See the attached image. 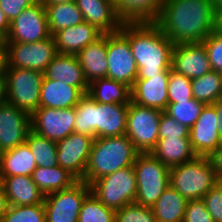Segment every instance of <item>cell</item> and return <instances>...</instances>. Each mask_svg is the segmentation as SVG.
Returning <instances> with one entry per match:
<instances>
[{"label":"cell","instance_id":"cell-1","mask_svg":"<svg viewBox=\"0 0 222 222\" xmlns=\"http://www.w3.org/2000/svg\"><path fill=\"white\" fill-rule=\"evenodd\" d=\"M215 9L211 0H165L155 23L174 43H200L212 32Z\"/></svg>","mask_w":222,"mask_h":222},{"label":"cell","instance_id":"cell-2","mask_svg":"<svg viewBox=\"0 0 222 222\" xmlns=\"http://www.w3.org/2000/svg\"><path fill=\"white\" fill-rule=\"evenodd\" d=\"M120 31L128 38L138 67L137 79H149L171 69V42L155 22H126Z\"/></svg>","mask_w":222,"mask_h":222},{"label":"cell","instance_id":"cell-3","mask_svg":"<svg viewBox=\"0 0 222 222\" xmlns=\"http://www.w3.org/2000/svg\"><path fill=\"white\" fill-rule=\"evenodd\" d=\"M139 153L126 134L95 138L82 181L91 185L119 169L133 166Z\"/></svg>","mask_w":222,"mask_h":222},{"label":"cell","instance_id":"cell-4","mask_svg":"<svg viewBox=\"0 0 222 222\" xmlns=\"http://www.w3.org/2000/svg\"><path fill=\"white\" fill-rule=\"evenodd\" d=\"M170 185L187 200L202 199L219 181L208 157L196 156L169 170Z\"/></svg>","mask_w":222,"mask_h":222},{"label":"cell","instance_id":"cell-5","mask_svg":"<svg viewBox=\"0 0 222 222\" xmlns=\"http://www.w3.org/2000/svg\"><path fill=\"white\" fill-rule=\"evenodd\" d=\"M133 167L137 183L135 203L152 207L170 185V169L151 152L139 153Z\"/></svg>","mask_w":222,"mask_h":222},{"label":"cell","instance_id":"cell-6","mask_svg":"<svg viewBox=\"0 0 222 222\" xmlns=\"http://www.w3.org/2000/svg\"><path fill=\"white\" fill-rule=\"evenodd\" d=\"M6 102L29 115L39 108L43 73L36 70L5 67Z\"/></svg>","mask_w":222,"mask_h":222},{"label":"cell","instance_id":"cell-7","mask_svg":"<svg viewBox=\"0 0 222 222\" xmlns=\"http://www.w3.org/2000/svg\"><path fill=\"white\" fill-rule=\"evenodd\" d=\"M91 193L106 207L113 210L135 203L136 172L133 166H128L106 175L91 185Z\"/></svg>","mask_w":222,"mask_h":222},{"label":"cell","instance_id":"cell-8","mask_svg":"<svg viewBox=\"0 0 222 222\" xmlns=\"http://www.w3.org/2000/svg\"><path fill=\"white\" fill-rule=\"evenodd\" d=\"M162 110L129 103L126 135L140 153L151 152L159 139Z\"/></svg>","mask_w":222,"mask_h":222},{"label":"cell","instance_id":"cell-9","mask_svg":"<svg viewBox=\"0 0 222 222\" xmlns=\"http://www.w3.org/2000/svg\"><path fill=\"white\" fill-rule=\"evenodd\" d=\"M90 185L78 180L71 187L44 195L45 222H78Z\"/></svg>","mask_w":222,"mask_h":222},{"label":"cell","instance_id":"cell-10","mask_svg":"<svg viewBox=\"0 0 222 222\" xmlns=\"http://www.w3.org/2000/svg\"><path fill=\"white\" fill-rule=\"evenodd\" d=\"M57 54L52 35L34 43L6 42V67L26 68L43 73Z\"/></svg>","mask_w":222,"mask_h":222},{"label":"cell","instance_id":"cell-11","mask_svg":"<svg viewBox=\"0 0 222 222\" xmlns=\"http://www.w3.org/2000/svg\"><path fill=\"white\" fill-rule=\"evenodd\" d=\"M107 77L132 88L138 67L128 38L119 30L107 33Z\"/></svg>","mask_w":222,"mask_h":222},{"label":"cell","instance_id":"cell-12","mask_svg":"<svg viewBox=\"0 0 222 222\" xmlns=\"http://www.w3.org/2000/svg\"><path fill=\"white\" fill-rule=\"evenodd\" d=\"M50 36L46 8L38 0L10 22L5 42L34 43Z\"/></svg>","mask_w":222,"mask_h":222},{"label":"cell","instance_id":"cell-13","mask_svg":"<svg viewBox=\"0 0 222 222\" xmlns=\"http://www.w3.org/2000/svg\"><path fill=\"white\" fill-rule=\"evenodd\" d=\"M31 130L58 142L74 132L75 107L55 109L39 107L30 115Z\"/></svg>","mask_w":222,"mask_h":222},{"label":"cell","instance_id":"cell-14","mask_svg":"<svg viewBox=\"0 0 222 222\" xmlns=\"http://www.w3.org/2000/svg\"><path fill=\"white\" fill-rule=\"evenodd\" d=\"M93 141L91 136L72 132L56 142L58 165L67 169L78 180H82Z\"/></svg>","mask_w":222,"mask_h":222},{"label":"cell","instance_id":"cell-15","mask_svg":"<svg viewBox=\"0 0 222 222\" xmlns=\"http://www.w3.org/2000/svg\"><path fill=\"white\" fill-rule=\"evenodd\" d=\"M30 131L27 112L8 102L0 105V153L25 143Z\"/></svg>","mask_w":222,"mask_h":222},{"label":"cell","instance_id":"cell-16","mask_svg":"<svg viewBox=\"0 0 222 222\" xmlns=\"http://www.w3.org/2000/svg\"><path fill=\"white\" fill-rule=\"evenodd\" d=\"M219 118L212 105H205L190 128V144L196 156L208 157L221 143Z\"/></svg>","mask_w":222,"mask_h":222},{"label":"cell","instance_id":"cell-17","mask_svg":"<svg viewBox=\"0 0 222 222\" xmlns=\"http://www.w3.org/2000/svg\"><path fill=\"white\" fill-rule=\"evenodd\" d=\"M171 69L191 80L210 72L212 69L204 44L200 42L174 45Z\"/></svg>","mask_w":222,"mask_h":222},{"label":"cell","instance_id":"cell-18","mask_svg":"<svg viewBox=\"0 0 222 222\" xmlns=\"http://www.w3.org/2000/svg\"><path fill=\"white\" fill-rule=\"evenodd\" d=\"M169 70L149 79H136L131 88V102L165 111L168 106Z\"/></svg>","mask_w":222,"mask_h":222},{"label":"cell","instance_id":"cell-19","mask_svg":"<svg viewBox=\"0 0 222 222\" xmlns=\"http://www.w3.org/2000/svg\"><path fill=\"white\" fill-rule=\"evenodd\" d=\"M84 21L104 34L117 32L124 23L118 16L114 0H76Z\"/></svg>","mask_w":222,"mask_h":222},{"label":"cell","instance_id":"cell-20","mask_svg":"<svg viewBox=\"0 0 222 222\" xmlns=\"http://www.w3.org/2000/svg\"><path fill=\"white\" fill-rule=\"evenodd\" d=\"M104 33L86 21L62 29L53 35L59 54L77 55L83 48L100 38Z\"/></svg>","mask_w":222,"mask_h":222},{"label":"cell","instance_id":"cell-21","mask_svg":"<svg viewBox=\"0 0 222 222\" xmlns=\"http://www.w3.org/2000/svg\"><path fill=\"white\" fill-rule=\"evenodd\" d=\"M43 77L50 80H60L63 83L77 87L83 94L89 89L83 69L76 55L57 54L43 72Z\"/></svg>","mask_w":222,"mask_h":222},{"label":"cell","instance_id":"cell-22","mask_svg":"<svg viewBox=\"0 0 222 222\" xmlns=\"http://www.w3.org/2000/svg\"><path fill=\"white\" fill-rule=\"evenodd\" d=\"M129 104H105L96 102L95 138L126 134Z\"/></svg>","mask_w":222,"mask_h":222},{"label":"cell","instance_id":"cell-23","mask_svg":"<svg viewBox=\"0 0 222 222\" xmlns=\"http://www.w3.org/2000/svg\"><path fill=\"white\" fill-rule=\"evenodd\" d=\"M76 56L89 84L94 80L107 77V34L90 43Z\"/></svg>","mask_w":222,"mask_h":222},{"label":"cell","instance_id":"cell-24","mask_svg":"<svg viewBox=\"0 0 222 222\" xmlns=\"http://www.w3.org/2000/svg\"><path fill=\"white\" fill-rule=\"evenodd\" d=\"M84 94L60 80L42 79L39 107L64 109L75 107Z\"/></svg>","mask_w":222,"mask_h":222},{"label":"cell","instance_id":"cell-25","mask_svg":"<svg viewBox=\"0 0 222 222\" xmlns=\"http://www.w3.org/2000/svg\"><path fill=\"white\" fill-rule=\"evenodd\" d=\"M8 205L28 206L42 204L44 195L31 176L0 177Z\"/></svg>","mask_w":222,"mask_h":222},{"label":"cell","instance_id":"cell-26","mask_svg":"<svg viewBox=\"0 0 222 222\" xmlns=\"http://www.w3.org/2000/svg\"><path fill=\"white\" fill-rule=\"evenodd\" d=\"M36 167L26 142L0 153V177L31 176Z\"/></svg>","mask_w":222,"mask_h":222},{"label":"cell","instance_id":"cell-27","mask_svg":"<svg viewBox=\"0 0 222 222\" xmlns=\"http://www.w3.org/2000/svg\"><path fill=\"white\" fill-rule=\"evenodd\" d=\"M151 153L169 169L191 161L196 157L190 144V138L158 139Z\"/></svg>","mask_w":222,"mask_h":222},{"label":"cell","instance_id":"cell-28","mask_svg":"<svg viewBox=\"0 0 222 222\" xmlns=\"http://www.w3.org/2000/svg\"><path fill=\"white\" fill-rule=\"evenodd\" d=\"M120 19L126 22H155L165 0H114Z\"/></svg>","mask_w":222,"mask_h":222},{"label":"cell","instance_id":"cell-29","mask_svg":"<svg viewBox=\"0 0 222 222\" xmlns=\"http://www.w3.org/2000/svg\"><path fill=\"white\" fill-rule=\"evenodd\" d=\"M87 94L98 103L129 104L131 102V88L108 77L91 82Z\"/></svg>","mask_w":222,"mask_h":222},{"label":"cell","instance_id":"cell-30","mask_svg":"<svg viewBox=\"0 0 222 222\" xmlns=\"http://www.w3.org/2000/svg\"><path fill=\"white\" fill-rule=\"evenodd\" d=\"M187 202L169 185L151 208L157 222H183Z\"/></svg>","mask_w":222,"mask_h":222},{"label":"cell","instance_id":"cell-31","mask_svg":"<svg viewBox=\"0 0 222 222\" xmlns=\"http://www.w3.org/2000/svg\"><path fill=\"white\" fill-rule=\"evenodd\" d=\"M31 177L43 195L69 188L78 181L67 169L59 165L52 168L36 167Z\"/></svg>","mask_w":222,"mask_h":222},{"label":"cell","instance_id":"cell-32","mask_svg":"<svg viewBox=\"0 0 222 222\" xmlns=\"http://www.w3.org/2000/svg\"><path fill=\"white\" fill-rule=\"evenodd\" d=\"M50 34L78 25L84 21L76 2L44 5Z\"/></svg>","mask_w":222,"mask_h":222},{"label":"cell","instance_id":"cell-33","mask_svg":"<svg viewBox=\"0 0 222 222\" xmlns=\"http://www.w3.org/2000/svg\"><path fill=\"white\" fill-rule=\"evenodd\" d=\"M193 98L205 105H212L222 98V74L211 70L191 80Z\"/></svg>","mask_w":222,"mask_h":222},{"label":"cell","instance_id":"cell-34","mask_svg":"<svg viewBox=\"0 0 222 222\" xmlns=\"http://www.w3.org/2000/svg\"><path fill=\"white\" fill-rule=\"evenodd\" d=\"M25 142L33 154L37 167L52 168L58 166L56 142L40 136L32 130Z\"/></svg>","mask_w":222,"mask_h":222},{"label":"cell","instance_id":"cell-35","mask_svg":"<svg viewBox=\"0 0 222 222\" xmlns=\"http://www.w3.org/2000/svg\"><path fill=\"white\" fill-rule=\"evenodd\" d=\"M96 101L87 93L75 106L74 132L91 136L95 139Z\"/></svg>","mask_w":222,"mask_h":222},{"label":"cell","instance_id":"cell-36","mask_svg":"<svg viewBox=\"0 0 222 222\" xmlns=\"http://www.w3.org/2000/svg\"><path fill=\"white\" fill-rule=\"evenodd\" d=\"M115 212L90 192L83 200L78 222H115Z\"/></svg>","mask_w":222,"mask_h":222},{"label":"cell","instance_id":"cell-37","mask_svg":"<svg viewBox=\"0 0 222 222\" xmlns=\"http://www.w3.org/2000/svg\"><path fill=\"white\" fill-rule=\"evenodd\" d=\"M204 106V103L192 98L188 101H179V103H168L165 112L190 129L199 118Z\"/></svg>","mask_w":222,"mask_h":222},{"label":"cell","instance_id":"cell-38","mask_svg":"<svg viewBox=\"0 0 222 222\" xmlns=\"http://www.w3.org/2000/svg\"><path fill=\"white\" fill-rule=\"evenodd\" d=\"M1 222H45L44 203L28 206L9 205Z\"/></svg>","mask_w":222,"mask_h":222},{"label":"cell","instance_id":"cell-39","mask_svg":"<svg viewBox=\"0 0 222 222\" xmlns=\"http://www.w3.org/2000/svg\"><path fill=\"white\" fill-rule=\"evenodd\" d=\"M192 98L191 79L170 69L168 79V103H179V101H188Z\"/></svg>","mask_w":222,"mask_h":222},{"label":"cell","instance_id":"cell-40","mask_svg":"<svg viewBox=\"0 0 222 222\" xmlns=\"http://www.w3.org/2000/svg\"><path fill=\"white\" fill-rule=\"evenodd\" d=\"M115 222H157L151 207L131 203L115 212Z\"/></svg>","mask_w":222,"mask_h":222},{"label":"cell","instance_id":"cell-41","mask_svg":"<svg viewBox=\"0 0 222 222\" xmlns=\"http://www.w3.org/2000/svg\"><path fill=\"white\" fill-rule=\"evenodd\" d=\"M190 129L173 117L169 116L165 111L162 112L159 123V139L166 138H190Z\"/></svg>","mask_w":222,"mask_h":222},{"label":"cell","instance_id":"cell-42","mask_svg":"<svg viewBox=\"0 0 222 222\" xmlns=\"http://www.w3.org/2000/svg\"><path fill=\"white\" fill-rule=\"evenodd\" d=\"M202 199L214 222H222V181L214 185Z\"/></svg>","mask_w":222,"mask_h":222},{"label":"cell","instance_id":"cell-43","mask_svg":"<svg viewBox=\"0 0 222 222\" xmlns=\"http://www.w3.org/2000/svg\"><path fill=\"white\" fill-rule=\"evenodd\" d=\"M202 43L206 48L211 69L222 74V38L212 32Z\"/></svg>","mask_w":222,"mask_h":222},{"label":"cell","instance_id":"cell-44","mask_svg":"<svg viewBox=\"0 0 222 222\" xmlns=\"http://www.w3.org/2000/svg\"><path fill=\"white\" fill-rule=\"evenodd\" d=\"M183 222H214L203 199L188 200Z\"/></svg>","mask_w":222,"mask_h":222},{"label":"cell","instance_id":"cell-45","mask_svg":"<svg viewBox=\"0 0 222 222\" xmlns=\"http://www.w3.org/2000/svg\"><path fill=\"white\" fill-rule=\"evenodd\" d=\"M37 1L38 0H0V9L11 22L19 16L25 8L32 6Z\"/></svg>","mask_w":222,"mask_h":222},{"label":"cell","instance_id":"cell-46","mask_svg":"<svg viewBox=\"0 0 222 222\" xmlns=\"http://www.w3.org/2000/svg\"><path fill=\"white\" fill-rule=\"evenodd\" d=\"M212 164L215 176L222 181V143L208 156Z\"/></svg>","mask_w":222,"mask_h":222},{"label":"cell","instance_id":"cell-47","mask_svg":"<svg viewBox=\"0 0 222 222\" xmlns=\"http://www.w3.org/2000/svg\"><path fill=\"white\" fill-rule=\"evenodd\" d=\"M10 30V21L6 17V15L3 13V11L0 9V35L6 39L8 33Z\"/></svg>","mask_w":222,"mask_h":222},{"label":"cell","instance_id":"cell-48","mask_svg":"<svg viewBox=\"0 0 222 222\" xmlns=\"http://www.w3.org/2000/svg\"><path fill=\"white\" fill-rule=\"evenodd\" d=\"M213 33L222 38V11L215 12Z\"/></svg>","mask_w":222,"mask_h":222},{"label":"cell","instance_id":"cell-49","mask_svg":"<svg viewBox=\"0 0 222 222\" xmlns=\"http://www.w3.org/2000/svg\"><path fill=\"white\" fill-rule=\"evenodd\" d=\"M8 206H9L8 201H7V198L5 196L3 186L0 182V222L3 219V216H4L5 212L7 211Z\"/></svg>","mask_w":222,"mask_h":222},{"label":"cell","instance_id":"cell-50","mask_svg":"<svg viewBox=\"0 0 222 222\" xmlns=\"http://www.w3.org/2000/svg\"><path fill=\"white\" fill-rule=\"evenodd\" d=\"M212 106L215 108V112L219 120V134L222 138V98L214 102Z\"/></svg>","mask_w":222,"mask_h":222},{"label":"cell","instance_id":"cell-51","mask_svg":"<svg viewBox=\"0 0 222 222\" xmlns=\"http://www.w3.org/2000/svg\"><path fill=\"white\" fill-rule=\"evenodd\" d=\"M6 102V77L5 73L0 74V105Z\"/></svg>","mask_w":222,"mask_h":222},{"label":"cell","instance_id":"cell-52","mask_svg":"<svg viewBox=\"0 0 222 222\" xmlns=\"http://www.w3.org/2000/svg\"><path fill=\"white\" fill-rule=\"evenodd\" d=\"M6 67V44H0V74L5 73Z\"/></svg>","mask_w":222,"mask_h":222},{"label":"cell","instance_id":"cell-53","mask_svg":"<svg viewBox=\"0 0 222 222\" xmlns=\"http://www.w3.org/2000/svg\"><path fill=\"white\" fill-rule=\"evenodd\" d=\"M43 5L58 4V3H70L76 0H39Z\"/></svg>","mask_w":222,"mask_h":222},{"label":"cell","instance_id":"cell-54","mask_svg":"<svg viewBox=\"0 0 222 222\" xmlns=\"http://www.w3.org/2000/svg\"><path fill=\"white\" fill-rule=\"evenodd\" d=\"M213 3V7L215 12L222 11V0H211Z\"/></svg>","mask_w":222,"mask_h":222},{"label":"cell","instance_id":"cell-55","mask_svg":"<svg viewBox=\"0 0 222 222\" xmlns=\"http://www.w3.org/2000/svg\"><path fill=\"white\" fill-rule=\"evenodd\" d=\"M0 44H6L5 39L0 35Z\"/></svg>","mask_w":222,"mask_h":222}]
</instances>
